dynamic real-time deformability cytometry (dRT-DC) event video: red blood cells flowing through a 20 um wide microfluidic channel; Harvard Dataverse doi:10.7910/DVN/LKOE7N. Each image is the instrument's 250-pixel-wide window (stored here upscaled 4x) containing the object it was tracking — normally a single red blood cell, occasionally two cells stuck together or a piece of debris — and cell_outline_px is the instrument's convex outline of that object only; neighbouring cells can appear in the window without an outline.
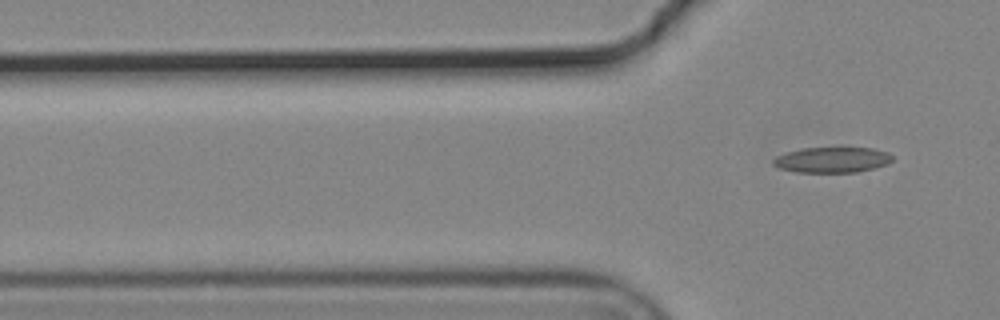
{"species": "common noctule bat (a hibernating species)", "species_latin": "Nyctalus noctula", "temperature_condition": "cold", "stored_images_in_passage": 3, "segment_of_instrument_passage": [2, 2], "camera_frame_rate_fps": 3000, "um_per_image_px": 0.085, "animal": {"sex": "male", "body_mass_g": 19.2, "forearm_length_mm": 51.8}, "frame": {"image": 1, "passage_image": 3, "time_ms": 0.667, "image_size_px": [1000, 320], "cell_outline_px": [[892, 160], [888, 164], [856, 172], [796, 172], [780, 168], [772, 164], [772, 160], [776, 156], [784, 152], [800, 148], [872, 148], [888, 152], [892, 156]], "centroid_in_image_um": [70.69, 13.58], "position_along_channel_um": 55.1, "area_um2": 17.74}}